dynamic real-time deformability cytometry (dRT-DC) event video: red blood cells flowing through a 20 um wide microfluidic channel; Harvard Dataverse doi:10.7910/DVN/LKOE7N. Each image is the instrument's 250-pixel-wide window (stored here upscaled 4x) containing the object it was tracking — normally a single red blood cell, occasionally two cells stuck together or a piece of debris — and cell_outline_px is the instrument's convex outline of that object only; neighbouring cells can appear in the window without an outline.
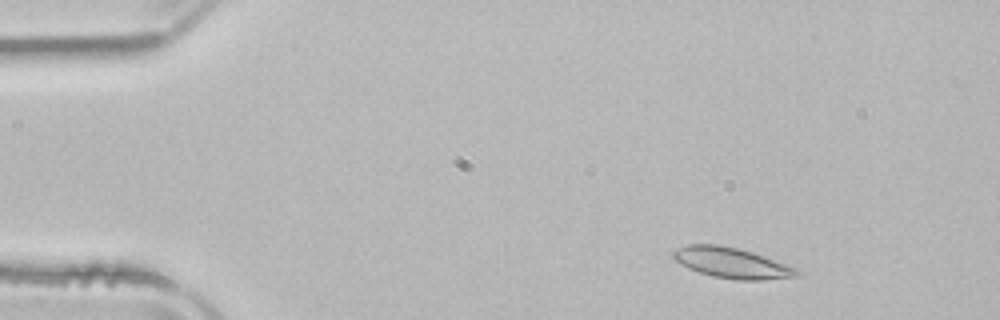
{"species": "common noctule bat (a hibernating species)", "species_latin": "Nyctalus noctula", "temperature_condition": "room temperature", "stored_images_in_passage": 2, "camera_frame_rate_fps": 3000, "um_per_image_px": 0.085, "animal": {"sex": "male", "body_mass_g": 21.5, "forearm_length_mm": 52.0}, "frame": {"image": 1, "passage_image": 1, "time_ms": 0.0, "image_size_px": [1000, 320], "cell_outline_px": [[800, 276], [760, 280], [736, 280], [712, 276], [688, 268], [680, 264], [672, 256], [672, 252], [676, 248], [688, 244], [716, 244], [736, 248], [752, 252], [764, 256], [796, 268], [800, 272]], "centroid_in_image_um": [62.17, 22.34], "position_along_channel_um": 22.8, "area_um2": 21.91}}